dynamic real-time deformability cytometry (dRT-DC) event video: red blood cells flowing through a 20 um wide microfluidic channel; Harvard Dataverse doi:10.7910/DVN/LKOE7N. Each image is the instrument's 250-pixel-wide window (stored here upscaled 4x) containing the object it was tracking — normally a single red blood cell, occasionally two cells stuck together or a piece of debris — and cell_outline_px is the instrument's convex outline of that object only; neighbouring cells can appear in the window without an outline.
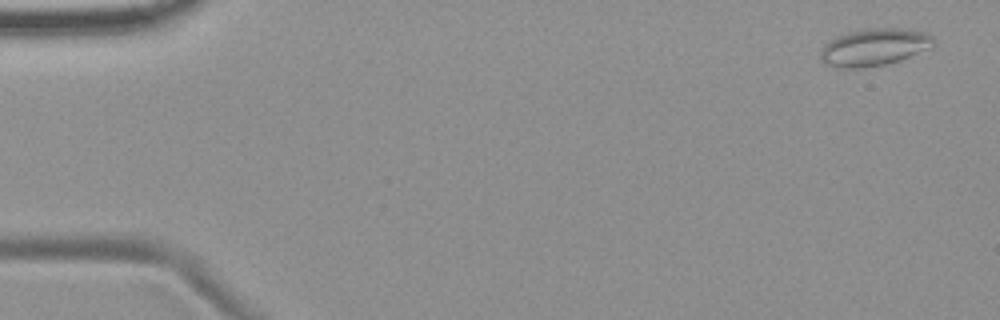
{"species": "common noctule bat (a hibernating species)", "species_latin": "Nyctalus noctula", "temperature_condition": "room temperature", "stored_images_in_passage": 6, "camera_frame_rate_fps": 3000, "um_per_image_px": 0.085, "animal": {"sex": "female", "body_mass_g": 19.9}, "frame": {"image": 1, "passage_image": 1, "time_ms": 0.0, "image_size_px": [1000, 320], "cell_outline_px": [[936, 44], [928, 48], [900, 60], [884, 64], [860, 68], [840, 68], [824, 64], [820, 56], [820, 48], [824, 44], [836, 36], [848, 32], [868, 28], [900, 28], [928, 32], [936, 40]], "centroid_in_image_um": [74.29, 4.0], "position_along_channel_um": 10.7, "area_um2": 24.68}}